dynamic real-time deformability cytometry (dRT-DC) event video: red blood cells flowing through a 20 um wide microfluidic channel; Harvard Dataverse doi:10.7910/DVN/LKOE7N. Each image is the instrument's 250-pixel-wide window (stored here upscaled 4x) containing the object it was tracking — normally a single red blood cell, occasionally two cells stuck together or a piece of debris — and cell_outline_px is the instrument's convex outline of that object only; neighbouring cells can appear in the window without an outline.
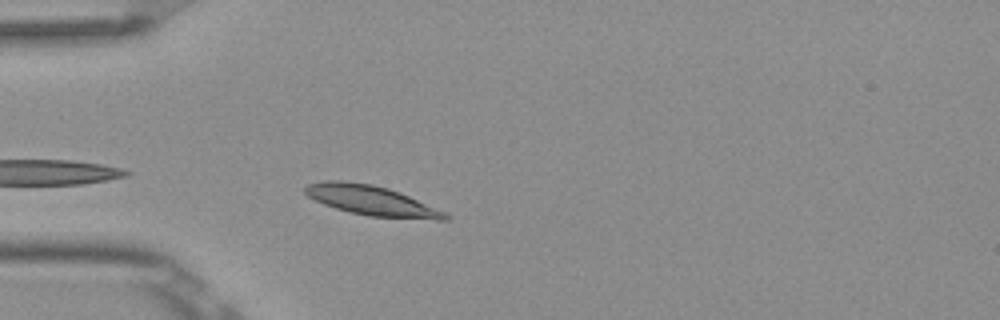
{"species": "Egyptian fruit bat (a non-hibernating species)", "species_latin": "Rousettus aegyptiacus", "temperature_condition": "room temperature", "stored_images_in_passage": 3, "camera_frame_rate_fps": 3000, "um_per_image_px": 0.085, "frame": {"image": 1, "passage_image": 3, "time_ms": 0.667, "image_size_px": [1000, 320], "cell_outline_px": [[452, 216], [448, 220], [436, 220], [368, 216], [336, 208], [324, 204], [308, 196], [304, 192], [304, 188], [308, 184], [324, 180], [344, 180], [372, 184], [388, 188], [400, 192], [444, 212]], "centroid_in_image_um": [31.58, 17.04], "position_along_channel_um": 53.4, "area_um2": 24.28}}